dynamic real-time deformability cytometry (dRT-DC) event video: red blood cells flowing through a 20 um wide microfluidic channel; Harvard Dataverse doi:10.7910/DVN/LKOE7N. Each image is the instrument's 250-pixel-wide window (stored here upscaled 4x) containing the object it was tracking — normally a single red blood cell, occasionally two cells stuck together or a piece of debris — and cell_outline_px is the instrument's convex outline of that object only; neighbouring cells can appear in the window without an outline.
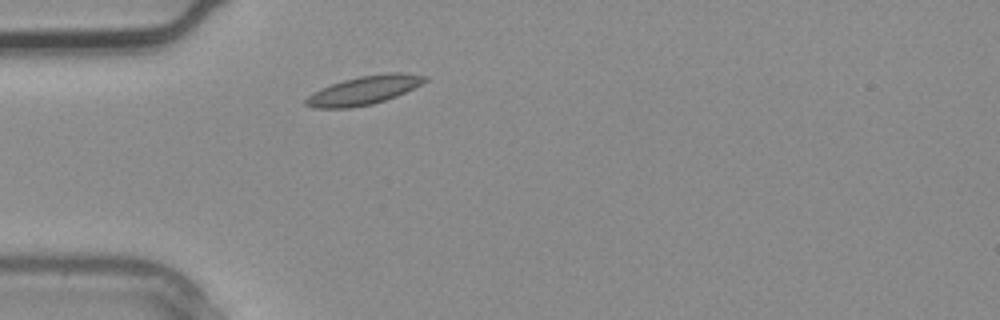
{"species": "common noctule bat (a hibernating species)", "species_latin": "Nyctalus noctula", "temperature_condition": "warm", "stored_images_in_passage": 4, "camera_frame_rate_fps": 3000, "um_per_image_px": 0.085, "animal": {"sex": "male", "body_mass_g": 20.4}, "frame": {"image": 1, "passage_image": 4, "time_ms": 1.0, "image_size_px": [1000, 320], "cell_outline_px": [[428, 80], [396, 96], [372, 104], [348, 108], [312, 108], [304, 104], [304, 100], [312, 92], [320, 88], [344, 80], [360, 76], [388, 72], [404, 72], [428, 76]], "centroid_in_image_um": [30.91, 7.67], "position_along_channel_um": 54.1, "area_um2": 19.83}}